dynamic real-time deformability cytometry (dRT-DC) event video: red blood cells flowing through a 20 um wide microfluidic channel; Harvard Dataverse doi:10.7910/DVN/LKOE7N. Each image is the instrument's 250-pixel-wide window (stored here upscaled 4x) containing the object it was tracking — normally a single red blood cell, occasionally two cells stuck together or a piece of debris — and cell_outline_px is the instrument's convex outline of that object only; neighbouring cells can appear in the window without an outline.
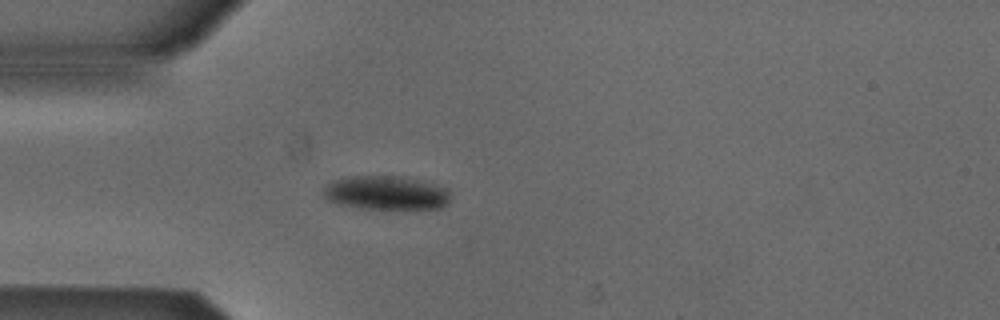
{"species": "Egyptian fruit bat (a non-hibernating species)", "species_latin": "Rousettus aegyptiacus", "temperature_condition": "cold", "stored_images_in_passage": 39, "camera_frame_rate_fps": 3000, "um_per_image_px": 0.085, "animal": {"sex": "male"}, "frame": {"image": 1, "passage_image": 1, "time_ms": 0.0, "image_size_px": [1000, 320], "cell_outline_px": [[448, 204], [440, 208], [360, 208], [340, 204], [328, 200], [324, 196], [324, 188], [332, 180], [352, 176], [404, 176], [436, 184], [448, 188]], "centroid_in_image_um": [32.83, 16.37], "position_along_channel_um": 52.2, "area_um2": 24.91}}
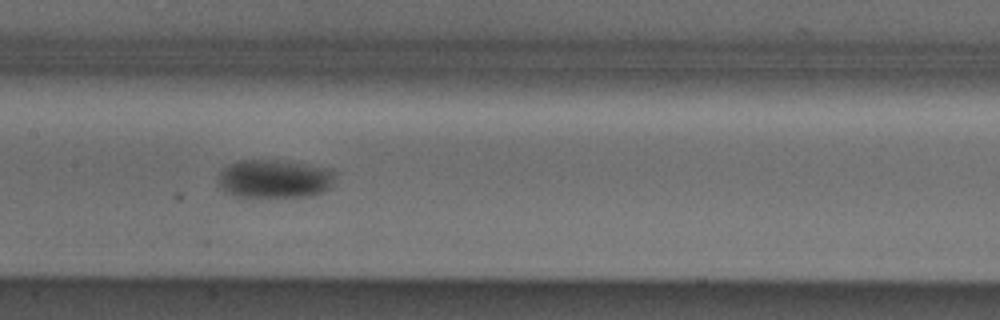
{"frame": {"image": 2, "passage_image": 12, "time_ms": 3.667, "image_size_px": [1000, 320], "cell_outline_px": [[332, 184], [324, 192], [312, 196], [252, 200], [236, 196], [224, 192], [216, 184], [216, 180], [220, 172], [224, 168], [240, 160], [276, 160], [332, 168]], "centroid_in_image_um": [23.26, 15.26], "position_along_channel_um": 184.1, "area_um2": 27.17}}
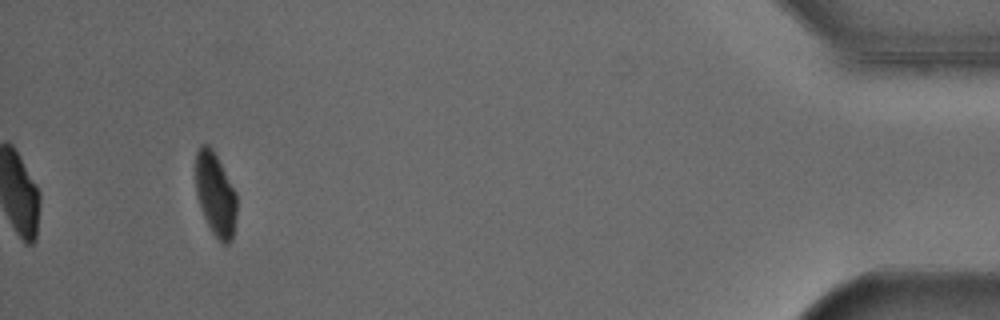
{"frame": {"image": 3, "passage_image": 36, "time_ms": 11.667, "image_size_px": [1000, 320], "cell_outline_px": [[236, 216], [232, 240], [228, 244], [224, 244], [212, 232], [200, 208], [196, 192], [196, 152], [200, 144], [208, 144], [212, 148], [236, 192]], "centroid_in_image_um": [18.31, 16.5], "position_along_channel_um": 416.9, "area_um2": 19.83}, "authors_computed_cell_mechanics": {"area_um2": 23.987, "velocity_mm_per_s": 3.8445, "shape_relaxation_time_tau1_ms": 3.2193, "shape_relaxation_time_tau2_ms": null, "deformation_change_tau1": 0.069, "deformation_change_tau2": null}}